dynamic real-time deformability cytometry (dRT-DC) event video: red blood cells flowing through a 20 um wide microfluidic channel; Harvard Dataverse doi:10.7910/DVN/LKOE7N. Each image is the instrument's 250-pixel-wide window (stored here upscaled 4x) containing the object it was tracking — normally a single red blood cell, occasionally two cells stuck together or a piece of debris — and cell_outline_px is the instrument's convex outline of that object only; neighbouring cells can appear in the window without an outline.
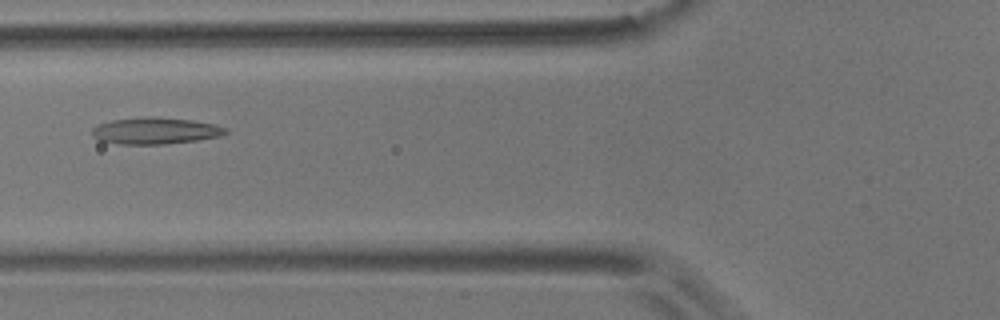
{"species": "common noctule bat (a hibernating species)", "species_latin": "Nyctalus noctula", "temperature_condition": "room temperature", "stored_images_in_passage": 7, "camera_frame_rate_fps": 3000, "um_per_image_px": 0.085, "animal": {"sex": "male", "body_mass_g": 17.9}, "frame": {"image": 1, "passage_image": 6, "time_ms": 6.333, "image_size_px": [1000, 320], "cell_outline_px": [[228, 132], [220, 136], [196, 140], [164, 144], [116, 144], [100, 140], [92, 136], [92, 128], [96, 124], [112, 120], [144, 116], [160, 116], [192, 120], [216, 124], [228, 128]], "centroid_in_image_um": [13.19, 11.1], "position_along_channel_um": 112.6, "area_um2": 21.04}}
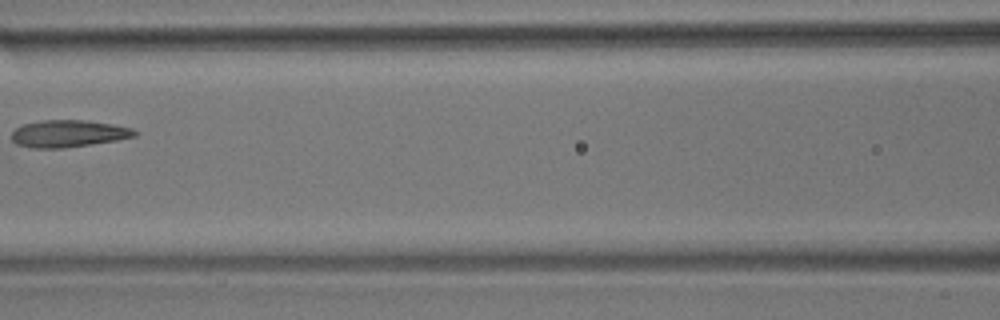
{"frame": {"image": 2, "passage_image": 7, "time_ms": 7.667, "image_size_px": [1000, 320], "cell_outline_px": [[140, 132], [136, 136], [116, 140], [92, 144], [64, 148], [32, 148], [16, 144], [12, 140], [12, 132], [16, 128], [24, 124], [44, 120], [84, 120], [112, 124], [132, 128]], "centroid_in_image_um": [5.83, 11.36], "position_along_channel_um": 160.8, "area_um2": 19.42}}